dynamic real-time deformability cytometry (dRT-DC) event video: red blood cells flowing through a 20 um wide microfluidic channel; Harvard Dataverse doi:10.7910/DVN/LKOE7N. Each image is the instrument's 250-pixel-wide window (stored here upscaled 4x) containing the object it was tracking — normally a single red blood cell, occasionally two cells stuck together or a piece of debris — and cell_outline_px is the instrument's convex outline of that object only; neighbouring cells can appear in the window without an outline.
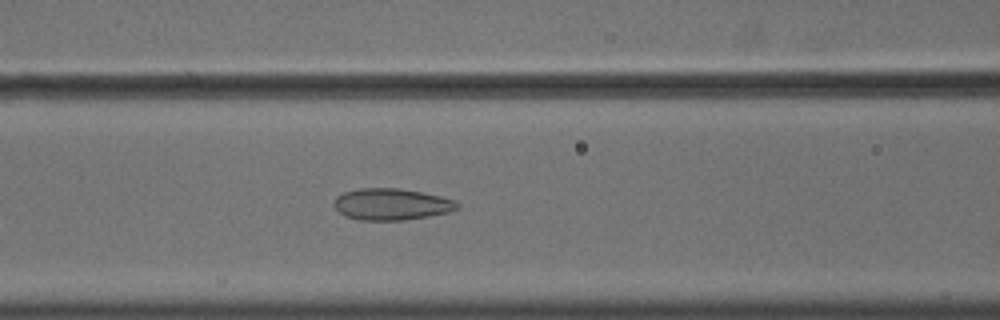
{"species": "common noctule bat (a hibernating species)", "species_latin": "Nyctalus noctula", "temperature_condition": "cold", "stored_images_in_passage": 40, "camera_frame_rate_fps": 3000, "um_per_image_px": 0.085, "animal": {"sex": "male", "body_mass_g": 18.8}, "frame": {"image": 1, "passage_image": 8, "time_ms": 2.333, "image_size_px": [1000, 320], "cell_outline_px": [[460, 208], [448, 212], [428, 216], [404, 220], [360, 220], [344, 216], [332, 204], [336, 196], [344, 192], [360, 188], [396, 188], [420, 192], [440, 196], [456, 200], [460, 204]], "centroid_in_image_um": [33.27, 17.36], "position_along_channel_um": 133.3, "area_um2": 22.72}}
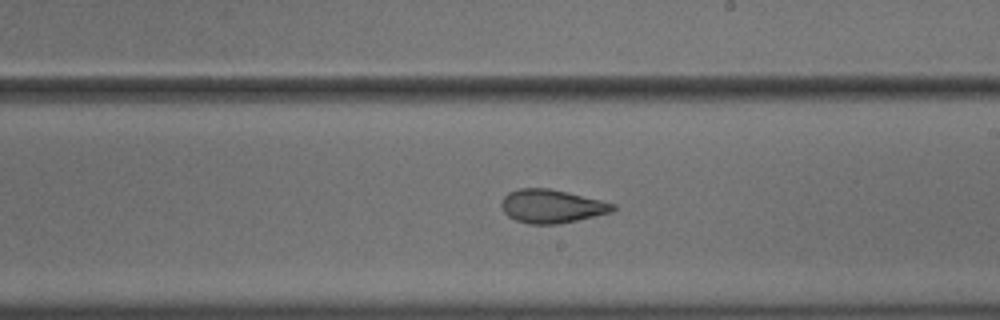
{"frame": {"image": 2, "passage_image": 17, "time_ms": 5.333, "image_size_px": [1000, 320], "cell_outline_px": [[616, 208], [612, 212], [560, 224], [528, 224], [516, 220], [508, 216], [504, 212], [500, 204], [504, 196], [508, 192], [520, 188], [548, 188], [600, 200], [616, 204]], "centroid_in_image_um": [46.87, 17.54], "position_along_channel_um": 242.1, "area_um2": 21.68}}
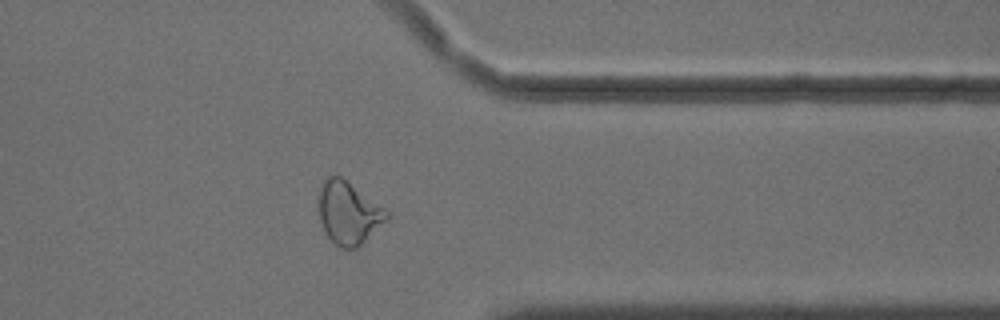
{"frame": {"image": 3, "passage_image": 29, "time_ms": 9.333, "image_size_px": [1000, 320], "cell_outline_px": [[392, 216], [356, 248], [340, 248], [324, 232], [320, 220], [320, 188], [324, 180], [328, 176], [340, 176], [384, 208]], "centroid_in_image_um": [29.64, 18.11], "position_along_channel_um": 381.8, "area_um2": 24.28}}